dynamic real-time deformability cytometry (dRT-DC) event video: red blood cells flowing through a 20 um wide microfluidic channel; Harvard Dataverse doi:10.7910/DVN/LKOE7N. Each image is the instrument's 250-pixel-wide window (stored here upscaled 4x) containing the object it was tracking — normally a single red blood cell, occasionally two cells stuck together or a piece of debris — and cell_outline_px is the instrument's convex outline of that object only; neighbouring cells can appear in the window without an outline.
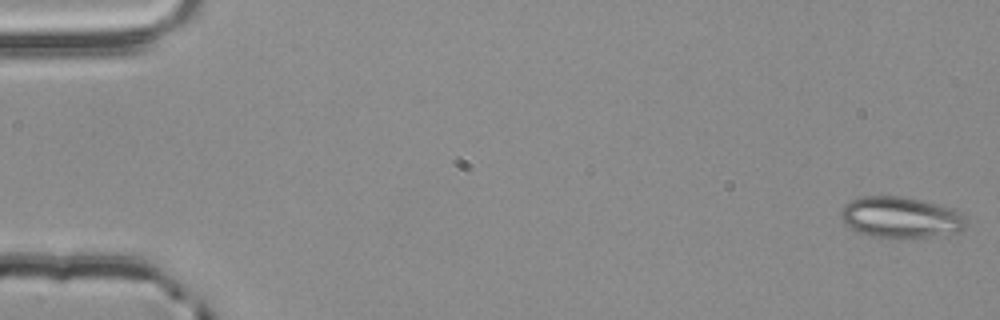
{"species": "common noctule bat (a hibernating species)", "species_latin": "Nyctalus noctula", "temperature_condition": "room temperature", "stored_images_in_passage": 16, "camera_frame_rate_fps": 3000, "um_per_image_px": 0.085, "animal": {"sex": "male", "body_mass_g": 20.4}, "frame": {"image": 1, "passage_image": 1, "time_ms": 0.0, "image_size_px": [1000, 320], "cell_outline_px": [[968, 224], [964, 228], [956, 232], [928, 236], [872, 236], [860, 232], [844, 224], [840, 220], [840, 212], [844, 204], [852, 200], [864, 196], [900, 196], [920, 200], [952, 208], [960, 212], [968, 220]], "centroid_in_image_um": [76.54, 18.44], "position_along_channel_um": 8.5, "area_um2": 29.48}}